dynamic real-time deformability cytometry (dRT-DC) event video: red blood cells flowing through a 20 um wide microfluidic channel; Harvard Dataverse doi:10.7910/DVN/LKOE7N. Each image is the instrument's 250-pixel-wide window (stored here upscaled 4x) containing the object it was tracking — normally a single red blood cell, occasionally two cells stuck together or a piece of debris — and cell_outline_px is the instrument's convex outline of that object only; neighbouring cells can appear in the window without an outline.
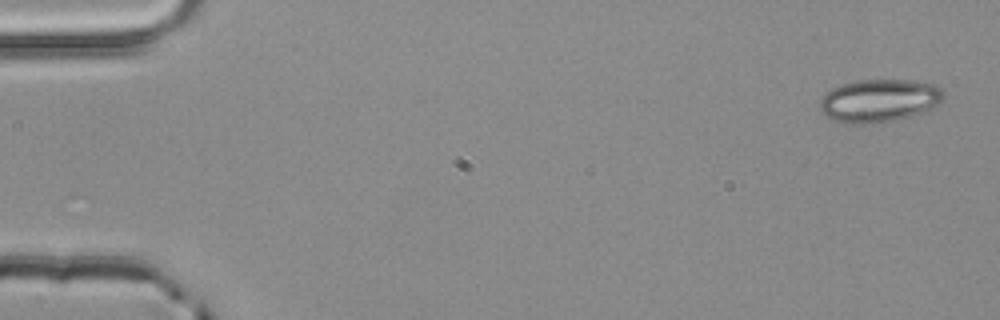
{"species": "common noctule bat (a hibernating species)", "species_latin": "Nyctalus noctula", "temperature_condition": "room temperature", "stored_images_in_passage": 3, "camera_frame_rate_fps": 3000, "um_per_image_px": 0.085, "animal": {"sex": "male", "body_mass_g": 20.4}, "frame": {"image": 1, "passage_image": 1, "time_ms": 0.0, "image_size_px": [1000, 320], "cell_outline_px": [[944, 96], [940, 104], [932, 108], [908, 116], [892, 120], [860, 124], [848, 124], [836, 120], [828, 116], [820, 108], [820, 100], [832, 88], [840, 84], [860, 80], [912, 80], [936, 84], [944, 88]], "centroid_in_image_um": [74.78, 8.52], "position_along_channel_um": 10.2, "area_um2": 30.69}}